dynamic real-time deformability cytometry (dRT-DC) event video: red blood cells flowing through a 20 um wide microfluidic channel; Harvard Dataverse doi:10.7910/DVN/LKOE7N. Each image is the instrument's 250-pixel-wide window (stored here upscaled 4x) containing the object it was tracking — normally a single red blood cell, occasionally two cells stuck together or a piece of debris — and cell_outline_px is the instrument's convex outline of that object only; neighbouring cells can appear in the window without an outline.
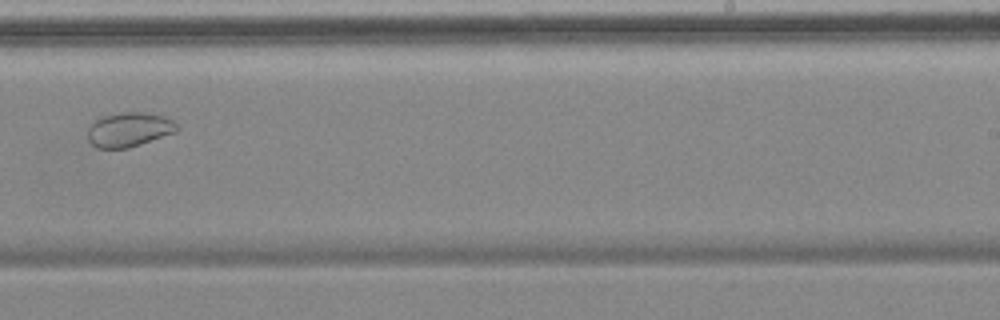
{"species": "common noctule bat (a hibernating species)", "species_latin": "Nyctalus noctula", "temperature_condition": "cold", "stored_images_in_passage": 11, "camera_frame_rate_fps": 3000, "um_per_image_px": 0.085, "animal": {"sex": "female", "body_mass_g": 18.4}, "frame": {"image": 1, "passage_image": 10, "time_ms": 11.667, "image_size_px": [1000, 320], "cell_outline_px": [[180, 128], [176, 132], [128, 148], [96, 148], [88, 140], [88, 128], [96, 120], [104, 116], [124, 112], [140, 112], [164, 116], [172, 120]], "centroid_in_image_um": [10.98, 11.02], "position_along_channel_um": 278.0, "area_um2": 17.69}}